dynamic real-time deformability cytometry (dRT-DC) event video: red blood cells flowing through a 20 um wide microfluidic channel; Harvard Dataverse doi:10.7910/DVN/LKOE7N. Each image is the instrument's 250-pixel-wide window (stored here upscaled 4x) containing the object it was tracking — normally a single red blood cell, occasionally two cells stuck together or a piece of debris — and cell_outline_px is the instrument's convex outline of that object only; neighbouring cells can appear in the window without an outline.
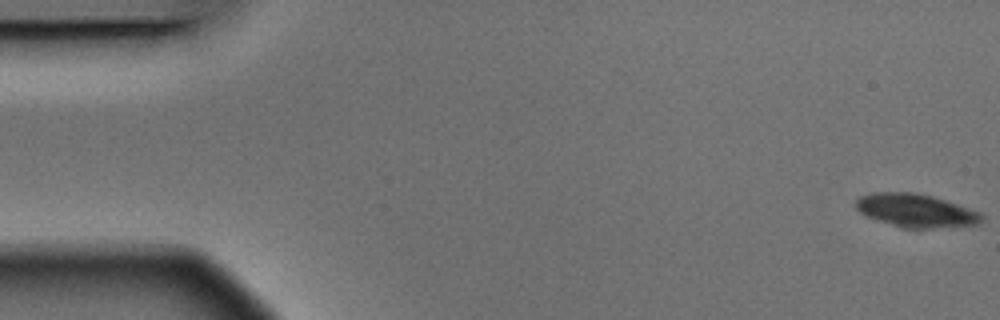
{"species": "Egyptian fruit bat (a non-hibernating species)", "species_latin": "Rousettus aegyptiacus", "temperature_condition": "warm", "stored_images_in_passage": 11, "camera_frame_rate_fps": 3000, "um_per_image_px": 0.085, "animal": {"sex": "male"}, "frame": {"image": 1, "passage_image": 1, "time_ms": 0.0, "image_size_px": [1000, 320], "cell_outline_px": [[984, 220], [980, 224], [928, 228], [904, 228], [876, 220], [860, 212], [856, 208], [856, 200], [860, 196], [872, 192], [916, 192], [932, 196], [980, 212], [984, 216]], "centroid_in_image_um": [77.84, 17.89], "position_along_channel_um": 7.2, "area_um2": 24.28}}
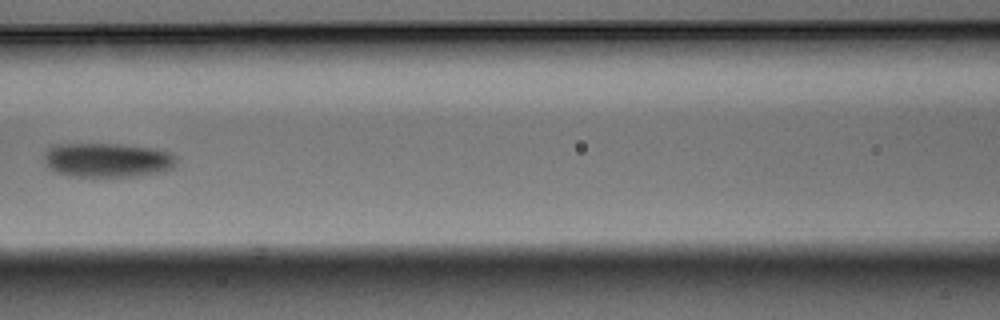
{"frame": {"image": 2, "passage_image": 7, "time_ms": 2.0, "image_size_px": [1000, 320], "cell_outline_px": [[176, 164], [172, 168], [164, 172], [136, 176], [68, 176], [56, 172], [48, 168], [44, 160], [44, 152], [52, 144], [120, 144], [156, 148], [172, 152], [176, 156]], "centroid_in_image_um": [9.14, 13.6], "position_along_channel_um": 157.5, "area_um2": 26.88}}
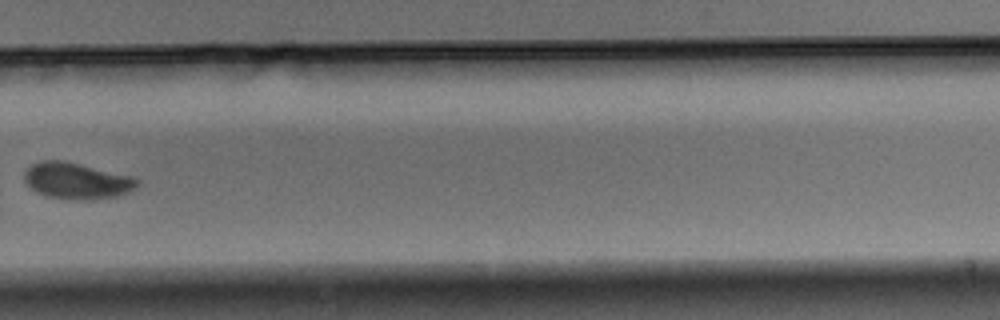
{"frame": {"image": 3, "passage_image": 11, "time_ms": 3.333, "image_size_px": [1000, 320], "cell_outline_px": [[140, 184], [136, 188], [128, 192], [116, 196], [92, 200], [68, 200], [44, 196], [36, 192], [24, 180], [24, 168], [40, 160], [64, 160], [132, 176], [140, 180]], "centroid_in_image_um": [6.51, 15.37], "position_along_channel_um": 323.3, "area_um2": 24.33}}